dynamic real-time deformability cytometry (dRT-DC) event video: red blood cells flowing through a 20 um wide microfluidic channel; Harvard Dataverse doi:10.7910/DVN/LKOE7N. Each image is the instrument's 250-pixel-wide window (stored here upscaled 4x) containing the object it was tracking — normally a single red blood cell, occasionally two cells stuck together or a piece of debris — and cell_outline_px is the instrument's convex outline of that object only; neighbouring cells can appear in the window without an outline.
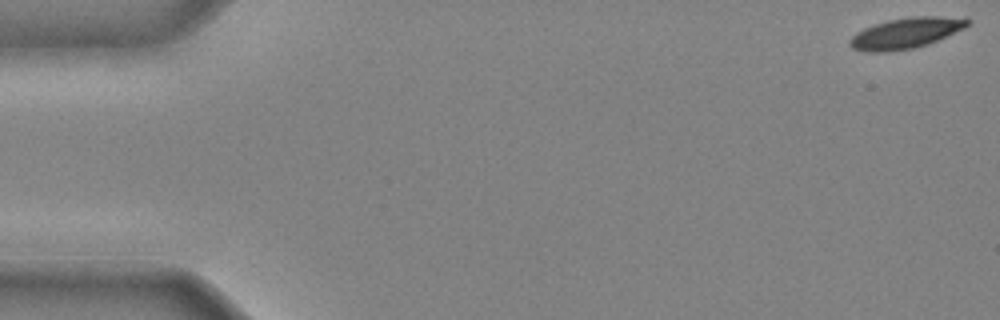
{"species": "common noctule bat (a hibernating species)", "species_latin": "Nyctalus noctula", "temperature_condition": "cold", "stored_images_in_passage": 39, "camera_frame_rate_fps": 3000, "um_per_image_px": 0.085, "animal": {"sex": "male", "body_mass_g": 20.4}, "frame": {"image": 1, "passage_image": 1, "time_ms": 0.0, "image_size_px": [1000, 320], "cell_outline_px": [[972, 20], [964, 28], [936, 40], [912, 48], [888, 52], [868, 52], [852, 48], [848, 44], [848, 40], [856, 32], [864, 28], [888, 20], [912, 16], [936, 16]], "centroid_in_image_um": [76.91, 2.82], "position_along_channel_um": 8.1, "area_um2": 20.63}}
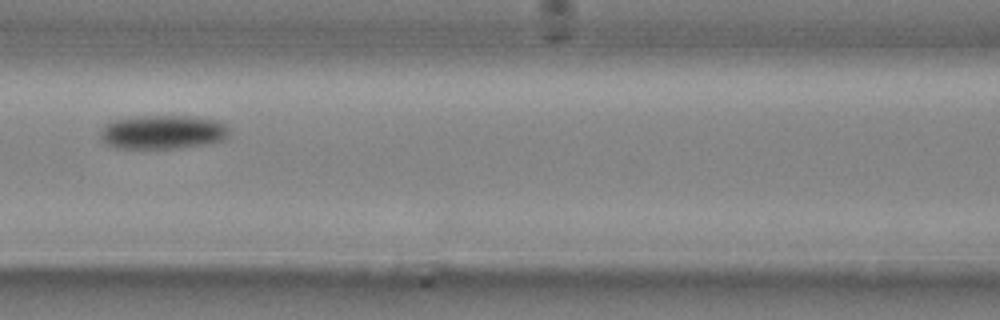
{"frame": {"image": 2, "passage_image": 20, "time_ms": 6.333, "image_size_px": [1000, 320], "cell_outline_px": [[228, 136], [224, 140], [208, 144], [180, 148], [116, 148], [100, 140], [100, 132], [104, 124], [116, 120], [140, 116], [184, 116], [216, 120], [224, 124], [228, 128]], "centroid_in_image_um": [13.83, 11.24], "position_along_channel_um": 152.8, "area_um2": 25.43}}
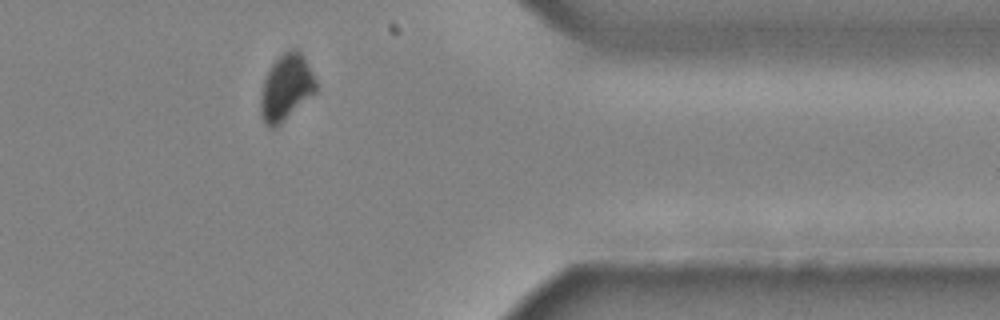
{"frame": {"image": 3, "passage_image": 37, "time_ms": 12.0, "image_size_px": [1000, 320], "cell_outline_px": [[316, 92], [276, 128], [268, 128], [264, 124], [260, 112], [260, 100], [264, 80], [272, 64], [284, 52], [292, 48], [296, 48], [304, 56], [316, 80]], "centroid_in_image_um": [24.32, 7.46], "position_along_channel_um": 387.1, "area_um2": 21.27}}